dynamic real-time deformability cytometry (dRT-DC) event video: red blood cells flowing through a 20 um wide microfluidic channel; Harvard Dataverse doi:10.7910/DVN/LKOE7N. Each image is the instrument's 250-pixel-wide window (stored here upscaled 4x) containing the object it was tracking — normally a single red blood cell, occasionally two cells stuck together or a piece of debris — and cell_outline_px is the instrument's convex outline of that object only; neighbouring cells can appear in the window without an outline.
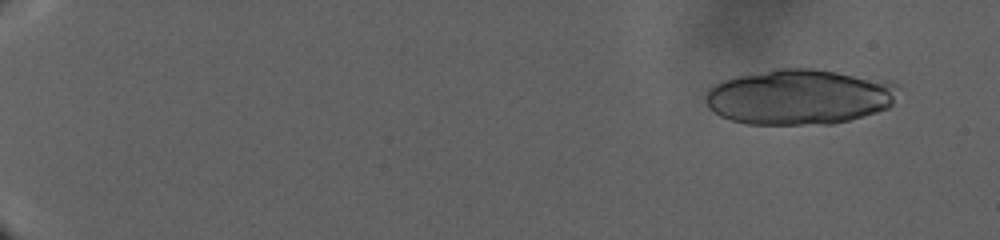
{"species": "human", "species_latin": "Homo sapiens", "temperature_condition": "warm", "stored_images_in_passage": 18, "camera_frame_rate_fps": 3000, "um_per_image_px": 0.085, "donor": {"sex": "male"}, "frame": {"image": 1, "passage_image": 3, "time_ms": 2.0, "image_size_px": [1000, 240], "cell_outline_px": [[896, 84], [892, 104], [888, 108], [864, 116], [832, 124], [744, 124], [720, 116], [708, 108], [704, 100], [704, 96], [716, 84], [724, 80], [736, 76], [776, 68], [812, 68], [888, 80]], "centroid_in_image_um": [67.91, 8.23], "position_along_channel_um": 17.1, "area_um2": 62.14}}
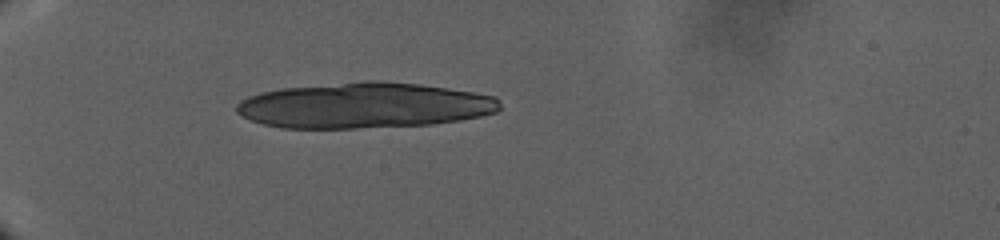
{"frame": {"image": 2, "passage_image": 13, "time_ms": 13.0, "image_size_px": [1000, 240], "cell_outline_px": [[500, 108], [496, 112], [480, 116], [460, 120], [428, 124], [352, 128], [280, 128], [264, 124], [252, 120], [236, 112], [236, 104], [240, 100], [248, 96], [260, 92], [280, 88], [364, 80], [380, 80], [420, 84], [448, 88], [496, 96], [500, 100]], "centroid_in_image_um": [30.94, 8.94], "position_along_channel_um": 54.1, "area_um2": 70.11}}